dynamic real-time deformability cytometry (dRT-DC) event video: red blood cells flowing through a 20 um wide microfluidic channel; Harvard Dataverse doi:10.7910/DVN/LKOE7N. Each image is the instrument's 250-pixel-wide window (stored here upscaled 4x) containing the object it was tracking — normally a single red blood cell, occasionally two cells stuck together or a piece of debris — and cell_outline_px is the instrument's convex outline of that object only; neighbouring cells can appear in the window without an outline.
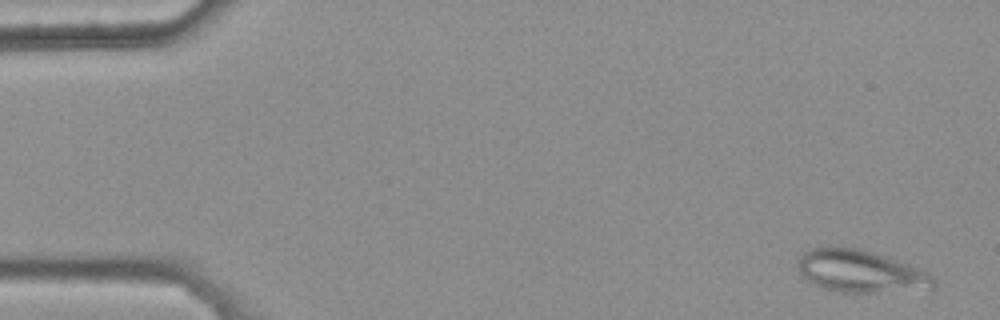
{"species": "common noctule bat (a hibernating species)", "species_latin": "Nyctalus noctula", "temperature_condition": "warm", "stored_images_in_passage": 46, "camera_frame_rate_fps": 3000, "um_per_image_px": 0.085, "animal": {"sex": "female", "body_mass_g": 25.1}, "frame": {"image": 1, "passage_image": 3, "time_ms": 0.667, "image_size_px": [1000, 320], "cell_outline_px": [[936, 288], [932, 292], [840, 292], [824, 288], [800, 276], [796, 268], [796, 264], [800, 256], [804, 252], [812, 248], [860, 248], [888, 256], [908, 264], [924, 272], [936, 280]], "centroid_in_image_um": [73.22, 23.1], "position_along_channel_um": 11.8, "area_um2": 33.99}}
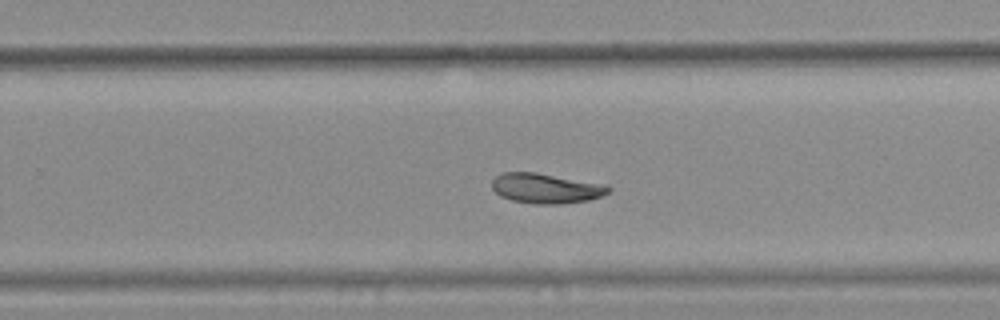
{"frame": {"image": 2, "passage_image": 35, "time_ms": 11.333, "image_size_px": [1000, 320], "cell_outline_px": [[612, 188], [608, 192], [600, 196], [588, 200], [564, 204], [536, 204], [512, 200], [500, 196], [492, 188], [492, 180], [500, 172], [536, 172], [604, 184]], "centroid_in_image_um": [46.38, 16.0], "position_along_channel_um": 283.4, "area_um2": 20.35}}
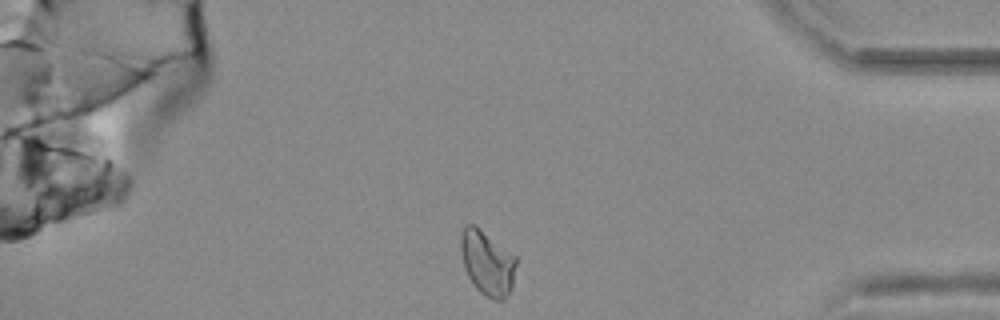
{"frame": {"image": 3, "passage_image": 46, "time_ms": 15.0, "image_size_px": [1000, 320], "cell_outline_px": [[516, 264], [512, 288], [508, 296], [504, 300], [496, 300], [480, 292], [472, 284], [464, 268], [460, 252], [460, 236], [464, 224], [472, 224], [516, 256]], "centroid_in_image_um": [41.4, 22.37], "position_along_channel_um": 393.8, "area_um2": 20.81}}